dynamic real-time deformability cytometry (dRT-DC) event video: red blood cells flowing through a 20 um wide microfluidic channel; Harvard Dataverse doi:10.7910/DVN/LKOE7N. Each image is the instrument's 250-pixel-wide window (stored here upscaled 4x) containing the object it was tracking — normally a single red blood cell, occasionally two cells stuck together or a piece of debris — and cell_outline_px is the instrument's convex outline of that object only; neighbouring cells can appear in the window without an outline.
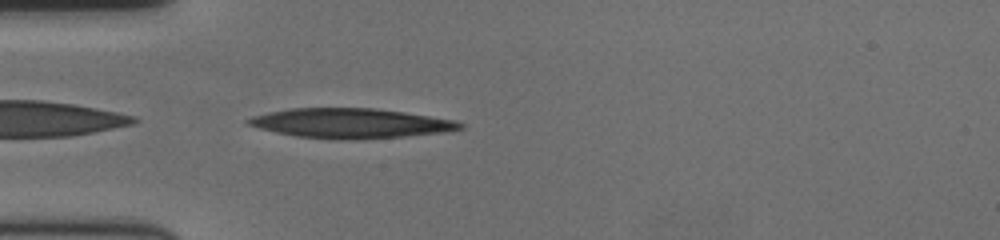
{"species": "human", "species_latin": "Homo sapiens", "temperature_condition": "cold", "stored_images_in_passage": 43, "camera_frame_rate_fps": 3000, "um_per_image_px": 0.085, "donor": {"sex": "female"}, "frame": {"image": 1, "passage_image": 2, "time_ms": 0.333, "image_size_px": [1000, 240], "cell_outline_px": [[464, 128], [444, 132], [404, 136], [360, 140], [344, 140], [296, 136], [276, 132], [244, 124], [244, 120], [252, 116], [268, 112], [292, 108], [372, 108], [404, 112], [456, 120], [464, 124]], "centroid_in_image_um": [29.79, 10.48], "position_along_channel_um": 55.2, "area_um2": 36.82}}
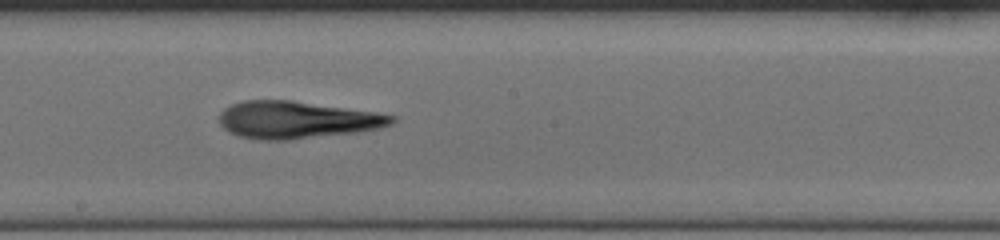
{"frame": {"image": 2, "passage_image": 17, "time_ms": 5.333, "image_size_px": [1000, 240], "cell_outline_px": [[396, 120], [392, 124], [380, 128], [356, 132], [288, 140], [256, 140], [240, 136], [228, 132], [220, 124], [220, 112], [224, 108], [232, 104], [244, 100], [292, 100], [376, 112], [396, 116]], "centroid_in_image_um": [25.22, 10.19], "position_along_channel_um": 223.0, "area_um2": 37.51}}
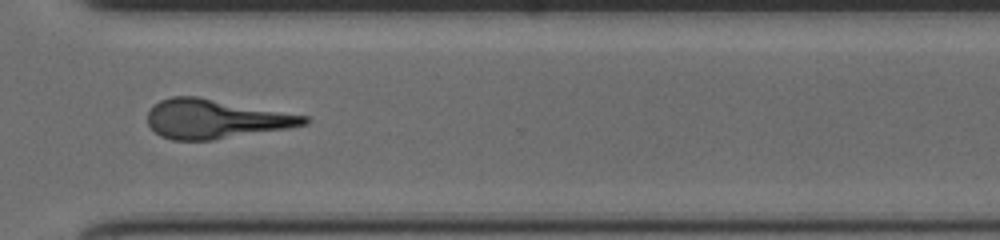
{"frame": {"image": 3, "passage_image": 28, "time_ms": 9.0, "image_size_px": [1000, 240], "cell_outline_px": [[312, 120], [308, 124], [288, 128], [212, 140], [172, 140], [160, 136], [148, 124], [148, 112], [160, 100], [172, 96], [196, 96], [308, 116]], "centroid_in_image_um": [18.33, 10.11], "position_along_channel_um": 352.3, "area_um2": 35.49}, "authors_computed_cell_mechanics": {"area_um2": 36.8764, "velocity_mm_per_s": 3.5126, "shape_relaxation_time_tau1_ms": 7.3724, "shape_relaxation_time_tau2_ms": 4.7956, "deformation_change_tau1": 0.2274, "deformation_change_tau2": 0.1695}}